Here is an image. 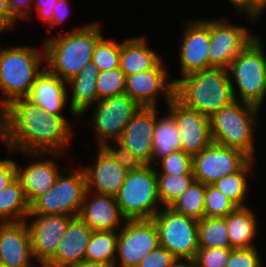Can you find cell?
<instances>
[{"label":"cell","instance_id":"obj_1","mask_svg":"<svg viewBox=\"0 0 266 267\" xmlns=\"http://www.w3.org/2000/svg\"><path fill=\"white\" fill-rule=\"evenodd\" d=\"M72 135V124L63 114L48 113L26 98L12 101L0 112V141L9 155L15 152L66 154Z\"/></svg>","mask_w":266,"mask_h":267},{"label":"cell","instance_id":"obj_2","mask_svg":"<svg viewBox=\"0 0 266 267\" xmlns=\"http://www.w3.org/2000/svg\"><path fill=\"white\" fill-rule=\"evenodd\" d=\"M101 26L93 21L57 37L45 38V68L65 82L77 76L92 62L95 47L103 37Z\"/></svg>","mask_w":266,"mask_h":267},{"label":"cell","instance_id":"obj_3","mask_svg":"<svg viewBox=\"0 0 266 267\" xmlns=\"http://www.w3.org/2000/svg\"><path fill=\"white\" fill-rule=\"evenodd\" d=\"M173 81L174 98L208 117L235 101L229 72L224 68L199 70Z\"/></svg>","mask_w":266,"mask_h":267},{"label":"cell","instance_id":"obj_4","mask_svg":"<svg viewBox=\"0 0 266 267\" xmlns=\"http://www.w3.org/2000/svg\"><path fill=\"white\" fill-rule=\"evenodd\" d=\"M35 47H6L0 49V112L12 101L26 98L43 72L45 49ZM42 66V68H40Z\"/></svg>","mask_w":266,"mask_h":267},{"label":"cell","instance_id":"obj_5","mask_svg":"<svg viewBox=\"0 0 266 267\" xmlns=\"http://www.w3.org/2000/svg\"><path fill=\"white\" fill-rule=\"evenodd\" d=\"M242 103V104H241ZM259 107L239 100L214 112L209 117L212 141L238 149L255 159V126L258 125Z\"/></svg>","mask_w":266,"mask_h":267},{"label":"cell","instance_id":"obj_6","mask_svg":"<svg viewBox=\"0 0 266 267\" xmlns=\"http://www.w3.org/2000/svg\"><path fill=\"white\" fill-rule=\"evenodd\" d=\"M264 50L262 40L258 36L238 53L227 69L235 100L259 108L263 106L266 97V52ZM237 94L240 95L239 99Z\"/></svg>","mask_w":266,"mask_h":267},{"label":"cell","instance_id":"obj_7","mask_svg":"<svg viewBox=\"0 0 266 267\" xmlns=\"http://www.w3.org/2000/svg\"><path fill=\"white\" fill-rule=\"evenodd\" d=\"M115 198L127 220L152 219L161 204L154 165L128 172Z\"/></svg>","mask_w":266,"mask_h":267},{"label":"cell","instance_id":"obj_8","mask_svg":"<svg viewBox=\"0 0 266 267\" xmlns=\"http://www.w3.org/2000/svg\"><path fill=\"white\" fill-rule=\"evenodd\" d=\"M65 168L54 185L31 204L29 214L78 216L87 192V181L83 167L74 172Z\"/></svg>","mask_w":266,"mask_h":267},{"label":"cell","instance_id":"obj_9","mask_svg":"<svg viewBox=\"0 0 266 267\" xmlns=\"http://www.w3.org/2000/svg\"><path fill=\"white\" fill-rule=\"evenodd\" d=\"M152 218L159 237V246L166 248L178 260L193 261L198 242V220L175 212L170 207H160Z\"/></svg>","mask_w":266,"mask_h":267},{"label":"cell","instance_id":"obj_10","mask_svg":"<svg viewBox=\"0 0 266 267\" xmlns=\"http://www.w3.org/2000/svg\"><path fill=\"white\" fill-rule=\"evenodd\" d=\"M97 103V104H96ZM92 112L97 148L120 140L123 130L141 106L127 94L98 100Z\"/></svg>","mask_w":266,"mask_h":267},{"label":"cell","instance_id":"obj_11","mask_svg":"<svg viewBox=\"0 0 266 267\" xmlns=\"http://www.w3.org/2000/svg\"><path fill=\"white\" fill-rule=\"evenodd\" d=\"M158 246V231L153 219L126 220L118 230L115 267L117 264L137 267Z\"/></svg>","mask_w":266,"mask_h":267},{"label":"cell","instance_id":"obj_12","mask_svg":"<svg viewBox=\"0 0 266 267\" xmlns=\"http://www.w3.org/2000/svg\"><path fill=\"white\" fill-rule=\"evenodd\" d=\"M251 158L244 152L212 142L192 156L194 179L205 185L240 171Z\"/></svg>","mask_w":266,"mask_h":267},{"label":"cell","instance_id":"obj_13","mask_svg":"<svg viewBox=\"0 0 266 267\" xmlns=\"http://www.w3.org/2000/svg\"><path fill=\"white\" fill-rule=\"evenodd\" d=\"M256 34L246 26L233 25L226 19H210V46L208 50L209 69H228L231 61L243 51Z\"/></svg>","mask_w":266,"mask_h":267},{"label":"cell","instance_id":"obj_14","mask_svg":"<svg viewBox=\"0 0 266 267\" xmlns=\"http://www.w3.org/2000/svg\"><path fill=\"white\" fill-rule=\"evenodd\" d=\"M168 74L164 61L153 69L126 76L125 94L141 107L157 108L159 95L162 94L168 105L174 98L175 82ZM157 103V104H156Z\"/></svg>","mask_w":266,"mask_h":267},{"label":"cell","instance_id":"obj_15","mask_svg":"<svg viewBox=\"0 0 266 267\" xmlns=\"http://www.w3.org/2000/svg\"><path fill=\"white\" fill-rule=\"evenodd\" d=\"M73 217L55 214L27 215L25 222L30 234L32 253L38 264L45 265L55 255L58 245Z\"/></svg>","mask_w":266,"mask_h":267},{"label":"cell","instance_id":"obj_16","mask_svg":"<svg viewBox=\"0 0 266 267\" xmlns=\"http://www.w3.org/2000/svg\"><path fill=\"white\" fill-rule=\"evenodd\" d=\"M167 107L177 124L183 152L194 156L213 142L208 116L185 107L175 98Z\"/></svg>","mask_w":266,"mask_h":267},{"label":"cell","instance_id":"obj_17","mask_svg":"<svg viewBox=\"0 0 266 267\" xmlns=\"http://www.w3.org/2000/svg\"><path fill=\"white\" fill-rule=\"evenodd\" d=\"M184 27L178 49L182 77L209 69L210 20H189Z\"/></svg>","mask_w":266,"mask_h":267},{"label":"cell","instance_id":"obj_18","mask_svg":"<svg viewBox=\"0 0 266 267\" xmlns=\"http://www.w3.org/2000/svg\"><path fill=\"white\" fill-rule=\"evenodd\" d=\"M32 157H37L39 160L32 161L28 165L20 166L16 162L17 178L19 179L22 188L24 189L25 195L31 204L38 196L45 194L54 185L57 177L66 168L56 164L54 158L64 156L63 153L58 152H21ZM54 156L52 158L43 159L47 155ZM45 155V156H44ZM40 157V158H39ZM61 170V171H60Z\"/></svg>","mask_w":266,"mask_h":267},{"label":"cell","instance_id":"obj_19","mask_svg":"<svg viewBox=\"0 0 266 267\" xmlns=\"http://www.w3.org/2000/svg\"><path fill=\"white\" fill-rule=\"evenodd\" d=\"M158 108L141 107L123 130L118 141L145 165H152L153 134L158 119Z\"/></svg>","mask_w":266,"mask_h":267},{"label":"cell","instance_id":"obj_20","mask_svg":"<svg viewBox=\"0 0 266 267\" xmlns=\"http://www.w3.org/2000/svg\"><path fill=\"white\" fill-rule=\"evenodd\" d=\"M95 157L93 166L83 168L87 190L115 197L128 172L103 147H98Z\"/></svg>","mask_w":266,"mask_h":267},{"label":"cell","instance_id":"obj_21","mask_svg":"<svg viewBox=\"0 0 266 267\" xmlns=\"http://www.w3.org/2000/svg\"><path fill=\"white\" fill-rule=\"evenodd\" d=\"M90 194L87 190L78 216L93 231H118L127 219L122 215L116 198L93 193L90 199Z\"/></svg>","mask_w":266,"mask_h":267},{"label":"cell","instance_id":"obj_22","mask_svg":"<svg viewBox=\"0 0 266 267\" xmlns=\"http://www.w3.org/2000/svg\"><path fill=\"white\" fill-rule=\"evenodd\" d=\"M30 234L25 221L9 222L0 236V266L37 267L32 262Z\"/></svg>","mask_w":266,"mask_h":267},{"label":"cell","instance_id":"obj_23","mask_svg":"<svg viewBox=\"0 0 266 267\" xmlns=\"http://www.w3.org/2000/svg\"><path fill=\"white\" fill-rule=\"evenodd\" d=\"M93 230L79 217H73L55 255L45 264L48 267H71L85 258Z\"/></svg>","mask_w":266,"mask_h":267},{"label":"cell","instance_id":"obj_24","mask_svg":"<svg viewBox=\"0 0 266 267\" xmlns=\"http://www.w3.org/2000/svg\"><path fill=\"white\" fill-rule=\"evenodd\" d=\"M67 83L46 68L36 78L26 99L51 114H62L68 103Z\"/></svg>","mask_w":266,"mask_h":267},{"label":"cell","instance_id":"obj_25","mask_svg":"<svg viewBox=\"0 0 266 267\" xmlns=\"http://www.w3.org/2000/svg\"><path fill=\"white\" fill-rule=\"evenodd\" d=\"M98 69L93 62L84 66L79 74L67 83L71 86L72 94L70 98V112L74 117H81L94 103L98 101L97 78Z\"/></svg>","mask_w":266,"mask_h":267},{"label":"cell","instance_id":"obj_26","mask_svg":"<svg viewBox=\"0 0 266 267\" xmlns=\"http://www.w3.org/2000/svg\"><path fill=\"white\" fill-rule=\"evenodd\" d=\"M154 51L147 39L140 37L121 41L120 68L126 76L153 69L162 58Z\"/></svg>","mask_w":266,"mask_h":267},{"label":"cell","instance_id":"obj_27","mask_svg":"<svg viewBox=\"0 0 266 267\" xmlns=\"http://www.w3.org/2000/svg\"><path fill=\"white\" fill-rule=\"evenodd\" d=\"M225 218L231 248L255 247L258 234L256 214L249 206L236 207Z\"/></svg>","mask_w":266,"mask_h":267},{"label":"cell","instance_id":"obj_28","mask_svg":"<svg viewBox=\"0 0 266 267\" xmlns=\"http://www.w3.org/2000/svg\"><path fill=\"white\" fill-rule=\"evenodd\" d=\"M166 115L159 117L156 121L152 140V165L155 163L157 164L159 159L169 155L170 153L181 150L180 135L178 134L177 124L169 113Z\"/></svg>","mask_w":266,"mask_h":267},{"label":"cell","instance_id":"obj_29","mask_svg":"<svg viewBox=\"0 0 266 267\" xmlns=\"http://www.w3.org/2000/svg\"><path fill=\"white\" fill-rule=\"evenodd\" d=\"M30 204L18 178L0 190V216L8 222L25 221Z\"/></svg>","mask_w":266,"mask_h":267},{"label":"cell","instance_id":"obj_30","mask_svg":"<svg viewBox=\"0 0 266 267\" xmlns=\"http://www.w3.org/2000/svg\"><path fill=\"white\" fill-rule=\"evenodd\" d=\"M254 159H251L240 171L224 176L212 185L229 198L237 207L246 206L248 197V174H253ZM252 173V174H251Z\"/></svg>","mask_w":266,"mask_h":267},{"label":"cell","instance_id":"obj_31","mask_svg":"<svg viewBox=\"0 0 266 267\" xmlns=\"http://www.w3.org/2000/svg\"><path fill=\"white\" fill-rule=\"evenodd\" d=\"M199 248H231L224 217H206L198 220Z\"/></svg>","mask_w":266,"mask_h":267},{"label":"cell","instance_id":"obj_32","mask_svg":"<svg viewBox=\"0 0 266 267\" xmlns=\"http://www.w3.org/2000/svg\"><path fill=\"white\" fill-rule=\"evenodd\" d=\"M117 239V231H93L84 260L114 264Z\"/></svg>","mask_w":266,"mask_h":267},{"label":"cell","instance_id":"obj_33","mask_svg":"<svg viewBox=\"0 0 266 267\" xmlns=\"http://www.w3.org/2000/svg\"><path fill=\"white\" fill-rule=\"evenodd\" d=\"M205 192L206 185L194 180L188 189L169 207L179 214L200 220L205 216Z\"/></svg>","mask_w":266,"mask_h":267},{"label":"cell","instance_id":"obj_34","mask_svg":"<svg viewBox=\"0 0 266 267\" xmlns=\"http://www.w3.org/2000/svg\"><path fill=\"white\" fill-rule=\"evenodd\" d=\"M158 196L162 207L173 204L195 180L194 174L169 175L156 174Z\"/></svg>","mask_w":266,"mask_h":267},{"label":"cell","instance_id":"obj_35","mask_svg":"<svg viewBox=\"0 0 266 267\" xmlns=\"http://www.w3.org/2000/svg\"><path fill=\"white\" fill-rule=\"evenodd\" d=\"M105 38L98 41L92 58L99 72L120 67L121 43Z\"/></svg>","mask_w":266,"mask_h":267},{"label":"cell","instance_id":"obj_36","mask_svg":"<svg viewBox=\"0 0 266 267\" xmlns=\"http://www.w3.org/2000/svg\"><path fill=\"white\" fill-rule=\"evenodd\" d=\"M126 75L120 67L98 73V100L125 94Z\"/></svg>","mask_w":266,"mask_h":267},{"label":"cell","instance_id":"obj_37","mask_svg":"<svg viewBox=\"0 0 266 267\" xmlns=\"http://www.w3.org/2000/svg\"><path fill=\"white\" fill-rule=\"evenodd\" d=\"M237 206L212 184L206 185L204 211L206 217H226Z\"/></svg>","mask_w":266,"mask_h":267},{"label":"cell","instance_id":"obj_38","mask_svg":"<svg viewBox=\"0 0 266 267\" xmlns=\"http://www.w3.org/2000/svg\"><path fill=\"white\" fill-rule=\"evenodd\" d=\"M159 160L162 170L158 172V169H156V174H169L174 176L193 174L192 156L182 150L172 152Z\"/></svg>","mask_w":266,"mask_h":267},{"label":"cell","instance_id":"obj_39","mask_svg":"<svg viewBox=\"0 0 266 267\" xmlns=\"http://www.w3.org/2000/svg\"><path fill=\"white\" fill-rule=\"evenodd\" d=\"M233 248H199L193 262L196 267H226Z\"/></svg>","mask_w":266,"mask_h":267},{"label":"cell","instance_id":"obj_40","mask_svg":"<svg viewBox=\"0 0 266 267\" xmlns=\"http://www.w3.org/2000/svg\"><path fill=\"white\" fill-rule=\"evenodd\" d=\"M106 144L103 148L118 162L127 172L140 169L145 164L138 159L128 148L124 147L118 141L114 146Z\"/></svg>","mask_w":266,"mask_h":267},{"label":"cell","instance_id":"obj_41","mask_svg":"<svg viewBox=\"0 0 266 267\" xmlns=\"http://www.w3.org/2000/svg\"><path fill=\"white\" fill-rule=\"evenodd\" d=\"M256 247L233 249L226 267H262Z\"/></svg>","mask_w":266,"mask_h":267},{"label":"cell","instance_id":"obj_42","mask_svg":"<svg viewBox=\"0 0 266 267\" xmlns=\"http://www.w3.org/2000/svg\"><path fill=\"white\" fill-rule=\"evenodd\" d=\"M178 261L166 248L158 246L146 255L137 267H173Z\"/></svg>","mask_w":266,"mask_h":267},{"label":"cell","instance_id":"obj_43","mask_svg":"<svg viewBox=\"0 0 266 267\" xmlns=\"http://www.w3.org/2000/svg\"><path fill=\"white\" fill-rule=\"evenodd\" d=\"M236 12L245 13L247 19L254 22L259 19L263 9L254 0H228Z\"/></svg>","mask_w":266,"mask_h":267},{"label":"cell","instance_id":"obj_44","mask_svg":"<svg viewBox=\"0 0 266 267\" xmlns=\"http://www.w3.org/2000/svg\"><path fill=\"white\" fill-rule=\"evenodd\" d=\"M17 178L16 162L13 159H0V190Z\"/></svg>","mask_w":266,"mask_h":267},{"label":"cell","instance_id":"obj_45","mask_svg":"<svg viewBox=\"0 0 266 267\" xmlns=\"http://www.w3.org/2000/svg\"><path fill=\"white\" fill-rule=\"evenodd\" d=\"M8 7L11 15L19 21V19H29L30 13L32 12L31 7L33 5V0H7ZM30 10V11H29Z\"/></svg>","mask_w":266,"mask_h":267},{"label":"cell","instance_id":"obj_46","mask_svg":"<svg viewBox=\"0 0 266 267\" xmlns=\"http://www.w3.org/2000/svg\"><path fill=\"white\" fill-rule=\"evenodd\" d=\"M37 17L47 25L53 16V9L58 0H33ZM36 1V2H35Z\"/></svg>","mask_w":266,"mask_h":267},{"label":"cell","instance_id":"obj_47","mask_svg":"<svg viewBox=\"0 0 266 267\" xmlns=\"http://www.w3.org/2000/svg\"><path fill=\"white\" fill-rule=\"evenodd\" d=\"M68 2L67 0H58L54 9H53V16L52 20L47 24L48 26H51L54 28V26L57 25H63V21H65L69 16V10H68Z\"/></svg>","mask_w":266,"mask_h":267},{"label":"cell","instance_id":"obj_48","mask_svg":"<svg viewBox=\"0 0 266 267\" xmlns=\"http://www.w3.org/2000/svg\"><path fill=\"white\" fill-rule=\"evenodd\" d=\"M0 20L10 29H14L16 26V19L11 15L8 1L0 0ZM14 27V28H13Z\"/></svg>","mask_w":266,"mask_h":267},{"label":"cell","instance_id":"obj_49","mask_svg":"<svg viewBox=\"0 0 266 267\" xmlns=\"http://www.w3.org/2000/svg\"><path fill=\"white\" fill-rule=\"evenodd\" d=\"M71 267H115V264L105 263V262H96V261H82L78 265Z\"/></svg>","mask_w":266,"mask_h":267},{"label":"cell","instance_id":"obj_50","mask_svg":"<svg viewBox=\"0 0 266 267\" xmlns=\"http://www.w3.org/2000/svg\"><path fill=\"white\" fill-rule=\"evenodd\" d=\"M173 267H196L193 261H186V263L179 260Z\"/></svg>","mask_w":266,"mask_h":267},{"label":"cell","instance_id":"obj_51","mask_svg":"<svg viewBox=\"0 0 266 267\" xmlns=\"http://www.w3.org/2000/svg\"><path fill=\"white\" fill-rule=\"evenodd\" d=\"M8 223L9 222L5 218L0 216V236H1L2 230L7 226Z\"/></svg>","mask_w":266,"mask_h":267},{"label":"cell","instance_id":"obj_52","mask_svg":"<svg viewBox=\"0 0 266 267\" xmlns=\"http://www.w3.org/2000/svg\"><path fill=\"white\" fill-rule=\"evenodd\" d=\"M263 10L266 8V0H254Z\"/></svg>","mask_w":266,"mask_h":267},{"label":"cell","instance_id":"obj_53","mask_svg":"<svg viewBox=\"0 0 266 267\" xmlns=\"http://www.w3.org/2000/svg\"><path fill=\"white\" fill-rule=\"evenodd\" d=\"M8 30L10 29L0 20V33L7 32Z\"/></svg>","mask_w":266,"mask_h":267}]
</instances>
